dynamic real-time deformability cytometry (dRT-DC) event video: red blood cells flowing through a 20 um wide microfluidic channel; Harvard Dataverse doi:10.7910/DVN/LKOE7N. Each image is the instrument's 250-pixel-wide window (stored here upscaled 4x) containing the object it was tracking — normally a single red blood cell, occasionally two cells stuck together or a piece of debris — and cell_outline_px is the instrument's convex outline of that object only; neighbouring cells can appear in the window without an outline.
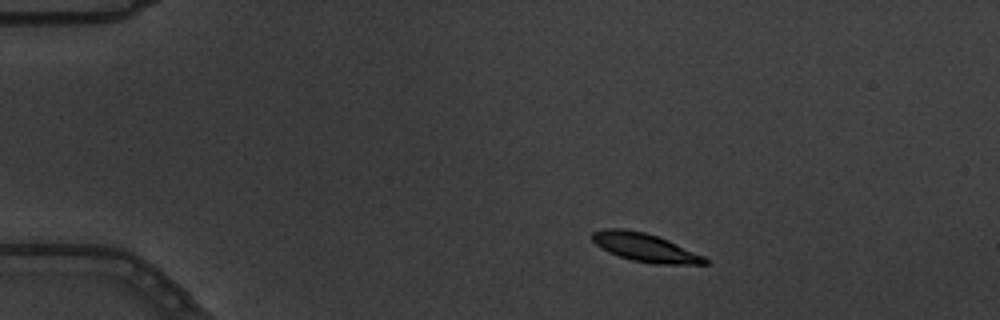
{"species": "common noctule bat (a hibernating species)", "species_latin": "Nyctalus noctula", "temperature_condition": "warm", "stored_images_in_passage": 3, "camera_frame_rate_fps": 3000, "um_per_image_px": 0.085, "animal": {"sex": "male", "body_mass_g": 19.5, "forearm_length_mm": 54.6}, "frame": {"image": 1, "passage_image": 1, "time_ms": 0.0, "image_size_px": [1000, 320], "cell_outline_px": [[708, 264], [656, 264], [632, 260], [608, 252], [596, 244], [592, 240], [592, 232], [604, 228], [624, 228], [644, 232], [668, 240], [704, 256], [708, 260]], "centroid_in_image_um": [54.81, 21.03], "position_along_channel_um": 30.2, "area_um2": 18.5}}